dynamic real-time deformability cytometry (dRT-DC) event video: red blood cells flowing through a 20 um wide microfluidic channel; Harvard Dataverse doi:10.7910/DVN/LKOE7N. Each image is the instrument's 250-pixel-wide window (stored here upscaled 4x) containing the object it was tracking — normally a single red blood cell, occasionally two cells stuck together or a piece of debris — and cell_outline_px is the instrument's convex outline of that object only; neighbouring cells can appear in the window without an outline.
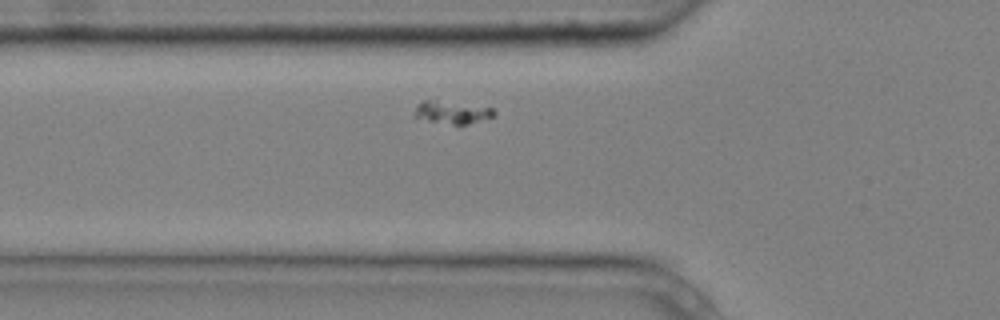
{"species": "common noctule bat (a hibernating species)", "species_latin": "Nyctalus noctula", "temperature_condition": "cold", "stored_images_in_passage": 6, "segment_of_instrument_passage": [2, 2], "camera_frame_rate_fps": 3000, "um_per_image_px": 0.085, "animal": {"sex": "male", "body_mass_g": 20.4}, "frame": {"image": 1, "passage_image": 6, "time_ms": 1.667, "image_size_px": [1000, 320], "cell_outline_px": [[496, 116], [468, 124], [452, 124], [428, 120], [412, 116], [416, 108], [424, 100], [428, 100], [492, 108], [496, 112]], "centroid_in_image_um": [38.45, 9.57], "position_along_channel_um": 87.3, "area_um2": 10.0}}